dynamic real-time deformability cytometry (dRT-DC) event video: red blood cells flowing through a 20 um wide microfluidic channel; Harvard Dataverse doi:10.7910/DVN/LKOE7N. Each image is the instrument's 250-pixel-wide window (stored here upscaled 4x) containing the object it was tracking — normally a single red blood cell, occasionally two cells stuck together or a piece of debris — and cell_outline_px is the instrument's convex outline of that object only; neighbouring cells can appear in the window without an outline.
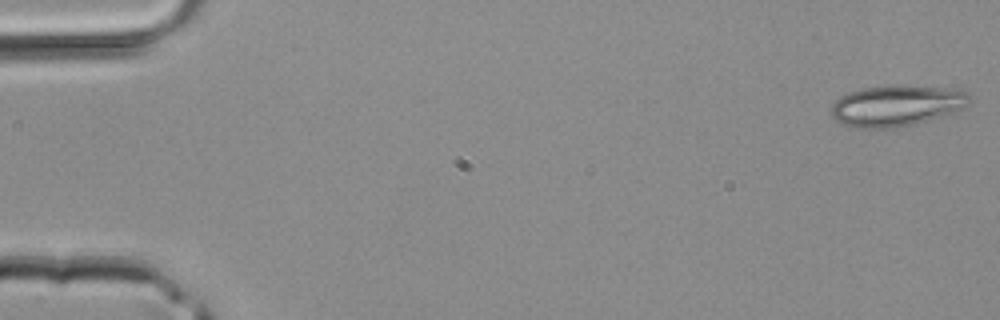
{"species": "common noctule bat (a hibernating species)", "species_latin": "Nyctalus noctula", "temperature_condition": "room temperature", "stored_images_in_passage": 20, "camera_frame_rate_fps": 3000, "um_per_image_px": 0.085, "animal": {"sex": "male", "body_mass_g": 20.4}, "frame": {"image": 1, "passage_image": 1, "time_ms": 0.0, "image_size_px": [1000, 320], "cell_outline_px": [[972, 100], [964, 108], [956, 112], [928, 120], [912, 124], [892, 128], [852, 128], [836, 120], [832, 116], [832, 104], [840, 96], [848, 92], [860, 88], [896, 84], [904, 84], [944, 88], [968, 92], [972, 96]], "centroid_in_image_um": [76.22, 8.96], "position_along_channel_um": 8.8, "area_um2": 33.47}}